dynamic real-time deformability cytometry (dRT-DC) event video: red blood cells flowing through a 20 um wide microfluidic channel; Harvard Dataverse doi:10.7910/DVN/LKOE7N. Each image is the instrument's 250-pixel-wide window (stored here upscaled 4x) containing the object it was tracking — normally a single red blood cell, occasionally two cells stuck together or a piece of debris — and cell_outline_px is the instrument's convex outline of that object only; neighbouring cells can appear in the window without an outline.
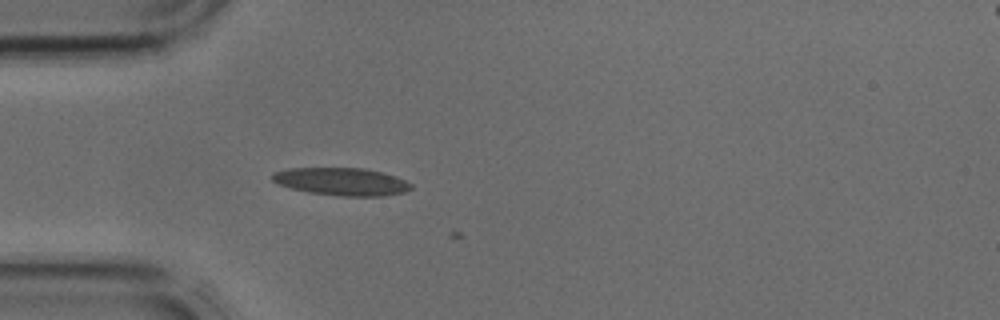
{"species": "common noctule bat (a hibernating species)", "species_latin": "Nyctalus noctula", "temperature_condition": "cold", "stored_images_in_passage": 2, "camera_frame_rate_fps": 3000, "um_per_image_px": 0.085, "animal": {"sex": "male", "body_mass_g": 17.9, "forearm_length_mm": 54.2}, "frame": {"image": 1, "passage_image": 1, "time_ms": 0.0, "image_size_px": [1000, 320], "cell_outline_px": [[412, 188], [404, 192], [384, 196], [344, 196], [308, 192], [292, 188], [280, 184], [272, 180], [272, 172], [288, 168], [364, 168], [396, 176], [412, 184]], "centroid_in_image_um": [29.04, 15.43], "position_along_channel_um": 56.0, "area_um2": 22.25}}